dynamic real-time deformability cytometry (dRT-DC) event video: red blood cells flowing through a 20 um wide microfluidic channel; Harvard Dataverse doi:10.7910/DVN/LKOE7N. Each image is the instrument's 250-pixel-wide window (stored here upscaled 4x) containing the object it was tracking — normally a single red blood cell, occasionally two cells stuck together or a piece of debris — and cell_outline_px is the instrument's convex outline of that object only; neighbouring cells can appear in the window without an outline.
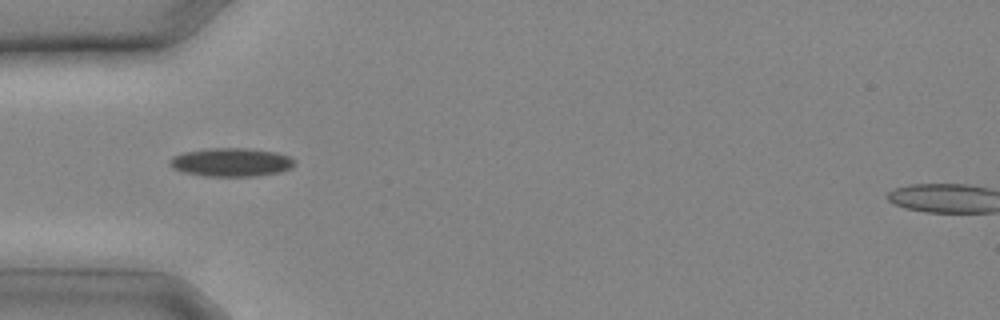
{"species": "common noctule bat (a hibernating species)", "species_latin": "Nyctalus noctula", "temperature_condition": "cold", "stored_images_in_passage": 11, "camera_frame_rate_fps": 3000, "um_per_image_px": 0.085, "animal": {"sex": "male", "body_mass_g": 20.4}, "frame": {"image": 1, "passage_image": 8, "time_ms": 2.333, "image_size_px": [1000, 320], "cell_outline_px": [[296, 160], [292, 168], [280, 172], [256, 176], [204, 176], [184, 172], [172, 168], [168, 164], [168, 160], [172, 156], [184, 152], [208, 148], [248, 148], [276, 152], [288, 156]], "centroid_in_image_um": [19.64, 13.79], "position_along_channel_um": 65.4, "area_um2": 20.92}}
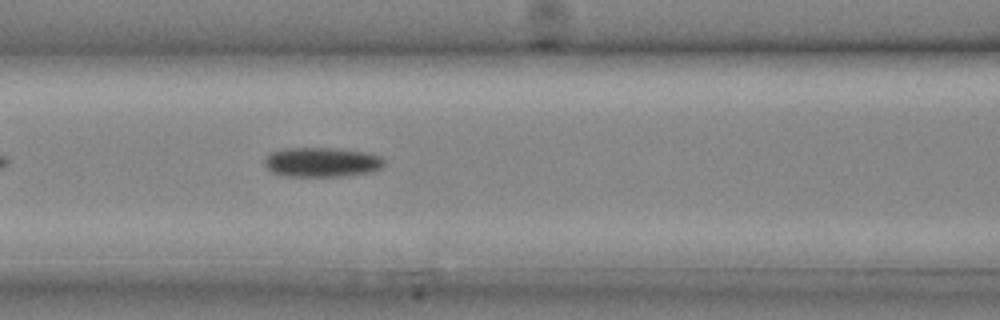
{"frame": {"image": 2, "passage_image": 11, "time_ms": 3.333, "image_size_px": [1000, 320], "cell_outline_px": [[384, 164], [380, 168], [372, 172], [348, 176], [288, 176], [272, 172], [264, 164], [264, 160], [272, 152], [284, 148], [332, 148], [364, 152], [380, 156], [384, 160]], "centroid_in_image_um": [27.37, 13.79], "position_along_channel_um": 139.2, "area_um2": 20.52}}